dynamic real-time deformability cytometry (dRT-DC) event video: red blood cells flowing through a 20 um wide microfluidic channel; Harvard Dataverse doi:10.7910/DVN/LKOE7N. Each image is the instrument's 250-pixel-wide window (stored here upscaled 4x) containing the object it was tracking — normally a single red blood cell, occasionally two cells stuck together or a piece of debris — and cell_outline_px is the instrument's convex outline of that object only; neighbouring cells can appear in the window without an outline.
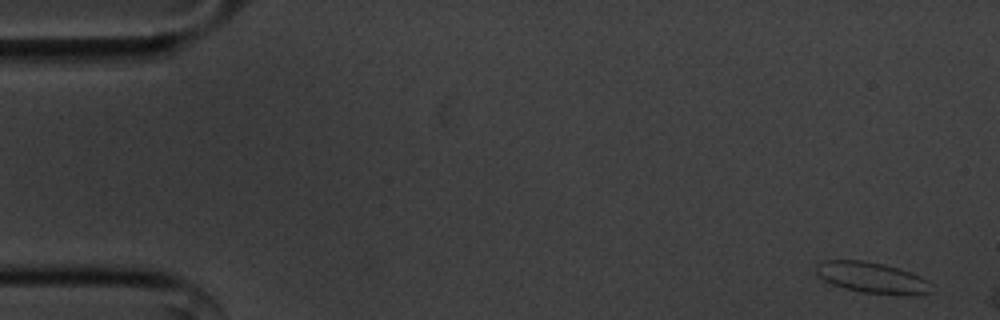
{"species": "common noctule bat (a hibernating species)", "species_latin": "Nyctalus noctula", "temperature_condition": "cold", "stored_images_in_passage": 49, "segment_of_instrument_passage": [1, 2], "camera_frame_rate_fps": 3000, "um_per_image_px": 0.085, "animal": {"sex": "male", "body_mass_g": 20.1, "forearm_length_mm": 53.5}, "frame": {"image": 1, "passage_image": 1, "time_ms": 0.0, "image_size_px": [1000, 320], "cell_outline_px": [[932, 292], [916, 296], [860, 292], [844, 288], [832, 284], [824, 280], [816, 272], [816, 264], [820, 260], [864, 260], [884, 264], [920, 276], [928, 280], [932, 284]], "centroid_in_image_um": [74.14, 23.61], "position_along_channel_um": 10.9, "area_um2": 20.98}}
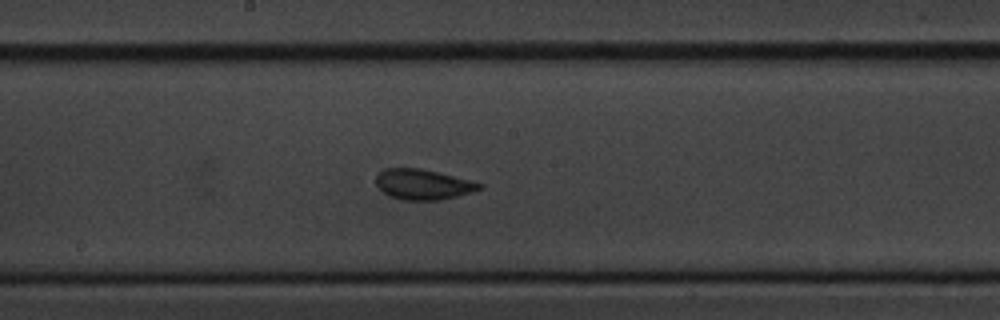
{"frame": {"image": 2, "passage_image": 28, "time_ms": 9.0, "image_size_px": [1000, 320], "cell_outline_px": [[484, 188], [472, 192], [440, 200], [404, 200], [388, 196], [376, 184], [376, 176], [384, 168], [420, 168], [484, 184]], "centroid_in_image_um": [35.95, 15.68], "position_along_channel_um": 212.3, "area_um2": 18.15}}
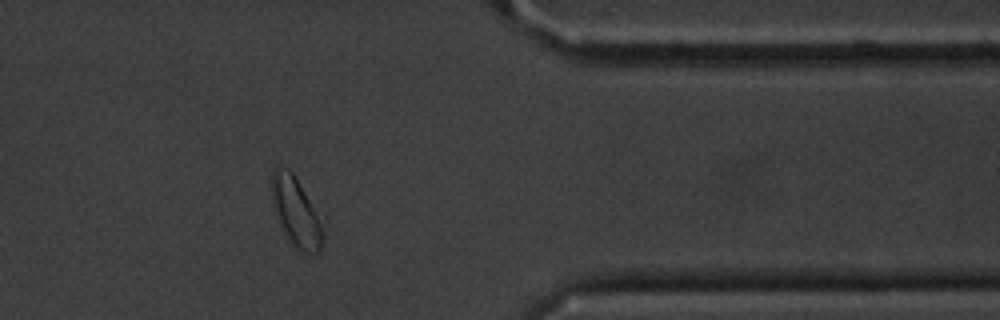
{"frame": {"image": 3, "passage_image": 44, "time_ms": 14.333, "image_size_px": [1000, 320], "cell_outline_px": [[324, 240], [320, 252], [304, 252], [288, 236], [280, 224], [272, 192], [272, 172], [276, 168], [288, 168], [292, 172], [324, 220]], "centroid_in_image_um": [25.26, 18.0], "position_along_channel_um": 386.1, "area_um2": 20.06}}